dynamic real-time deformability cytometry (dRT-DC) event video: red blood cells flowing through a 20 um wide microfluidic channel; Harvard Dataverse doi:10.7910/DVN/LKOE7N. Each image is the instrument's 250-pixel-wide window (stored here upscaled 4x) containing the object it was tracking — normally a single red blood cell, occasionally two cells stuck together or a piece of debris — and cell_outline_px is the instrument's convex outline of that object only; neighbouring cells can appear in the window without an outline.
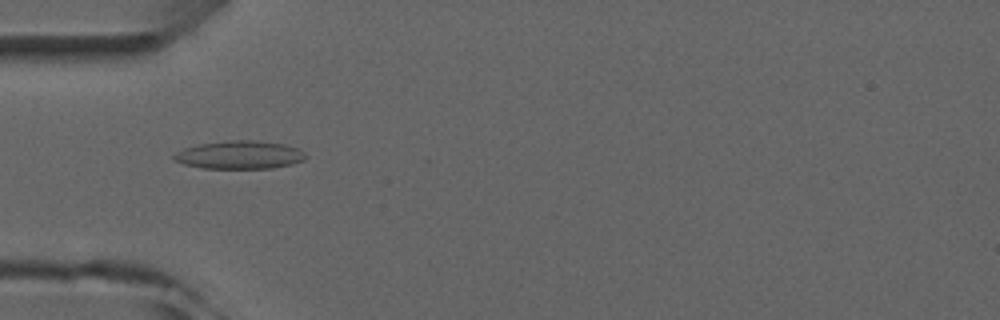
{"species": "common noctule bat (a hibernating species)", "species_latin": "Nyctalus noctula", "temperature_condition": "room temperature", "stored_images_in_passage": 4, "camera_frame_rate_fps": 3000, "um_per_image_px": 0.085, "animal": {"sex": "male", "forearm_length_mm": 52.5}, "frame": {"image": 1, "passage_image": 2, "time_ms": 1.0, "image_size_px": [1000, 320], "cell_outline_px": [[308, 156], [304, 160], [292, 164], [272, 168], [200, 168], [184, 164], [172, 160], [172, 156], [176, 152], [184, 148], [200, 144], [228, 140], [252, 140], [284, 144], [296, 148], [304, 152]], "centroid_in_image_um": [20.35, 13.17], "position_along_channel_um": 64.7, "area_um2": 21.62}}
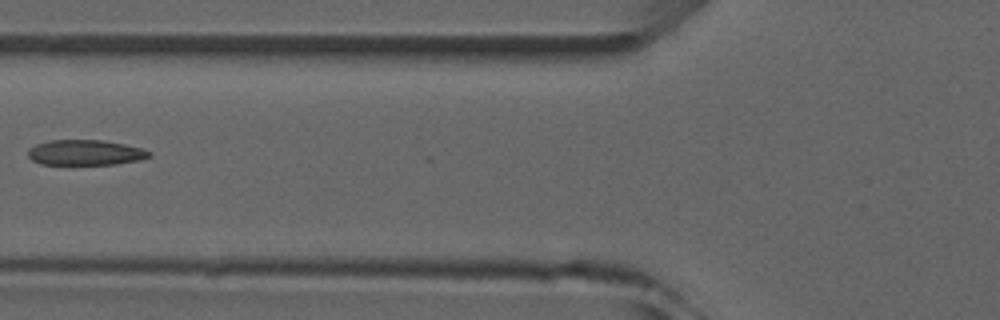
{"frame": {"image": 2, "passage_image": 3, "time_ms": 2.333, "image_size_px": [1000, 320], "cell_outline_px": [[152, 156], [136, 160], [116, 164], [40, 164], [32, 160], [28, 156], [28, 148], [36, 144], [48, 140], [104, 140], [124, 144], [140, 148], [152, 152]], "centroid_in_image_um": [7.22, 12.96], "position_along_channel_um": 118.6, "area_um2": 17.86}}
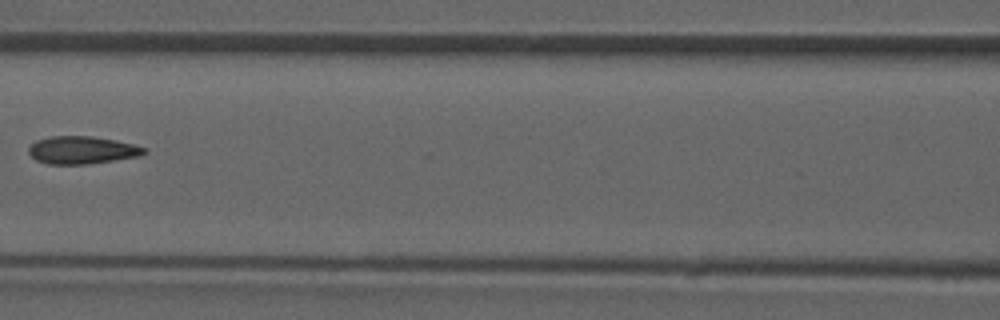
{"frame": {"image": 3, "passage_image": 4, "time_ms": 3.333, "image_size_px": [1000, 320], "cell_outline_px": [[148, 152], [140, 156], [88, 164], [48, 164], [36, 160], [28, 152], [28, 148], [36, 140], [52, 136], [92, 136], [116, 140], [136, 144], [148, 148]], "centroid_in_image_um": [7.02, 12.75], "position_along_channel_um": 159.6, "area_um2": 18.79}}